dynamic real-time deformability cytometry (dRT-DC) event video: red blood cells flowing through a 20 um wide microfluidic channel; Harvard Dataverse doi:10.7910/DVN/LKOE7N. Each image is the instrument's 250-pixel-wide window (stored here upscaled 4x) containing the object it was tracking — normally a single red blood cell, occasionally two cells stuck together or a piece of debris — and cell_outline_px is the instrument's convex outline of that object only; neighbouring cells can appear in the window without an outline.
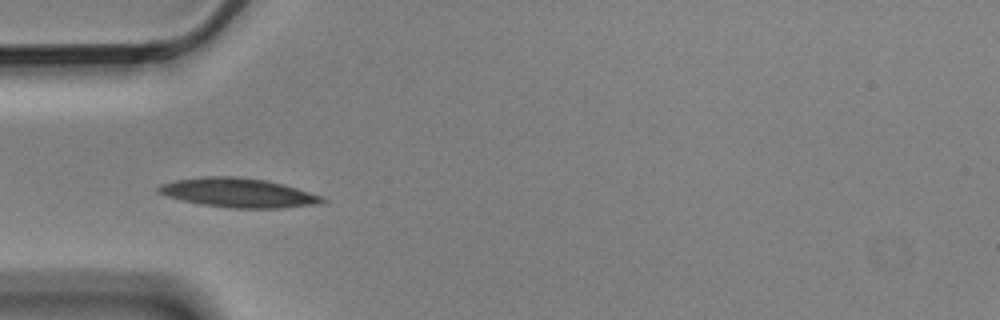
{"species": "Egyptian fruit bat (a non-hibernating species)", "species_latin": "Rousettus aegyptiacus", "temperature_condition": "cold", "stored_images_in_passage": 3, "camera_frame_rate_fps": 3000, "um_per_image_px": 0.085, "animal": {"sex": "male"}, "frame": {"image": 1, "passage_image": 3, "time_ms": 0.667, "image_size_px": [1000, 320], "cell_outline_px": [[328, 200], [320, 204], [280, 208], [228, 208], [200, 204], [168, 196], [156, 192], [156, 188], [160, 184], [176, 180], [204, 176], [232, 176], [268, 180], [284, 184], [324, 196]], "centroid_in_image_um": [20.29, 16.38], "position_along_channel_um": 64.7, "area_um2": 28.09}}